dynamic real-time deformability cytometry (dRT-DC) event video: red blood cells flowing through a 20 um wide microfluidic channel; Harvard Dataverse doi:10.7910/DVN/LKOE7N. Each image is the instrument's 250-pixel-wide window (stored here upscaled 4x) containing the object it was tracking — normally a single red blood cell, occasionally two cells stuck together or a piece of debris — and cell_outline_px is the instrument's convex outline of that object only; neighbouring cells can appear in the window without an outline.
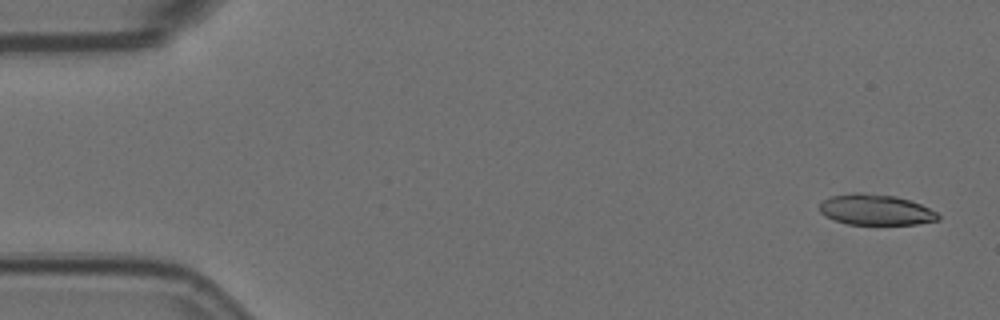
{"species": "Egyptian fruit bat (a non-hibernating species)", "species_latin": "Rousettus aegyptiacus", "temperature_condition": "room temperature", "stored_images_in_passage": 5, "camera_frame_rate_fps": 3000, "um_per_image_px": 0.085, "animal": {"sex": "female"}, "frame": {"image": 1, "passage_image": 1, "time_ms": 0.0, "image_size_px": [1000, 320], "cell_outline_px": [[940, 220], [916, 224], [848, 224], [824, 216], [820, 212], [820, 204], [824, 200], [832, 196], [856, 192], [864, 192], [896, 196], [920, 204], [936, 212], [940, 216]], "centroid_in_image_um": [74.44, 17.82], "position_along_channel_um": 10.6, "area_um2": 21.1}}
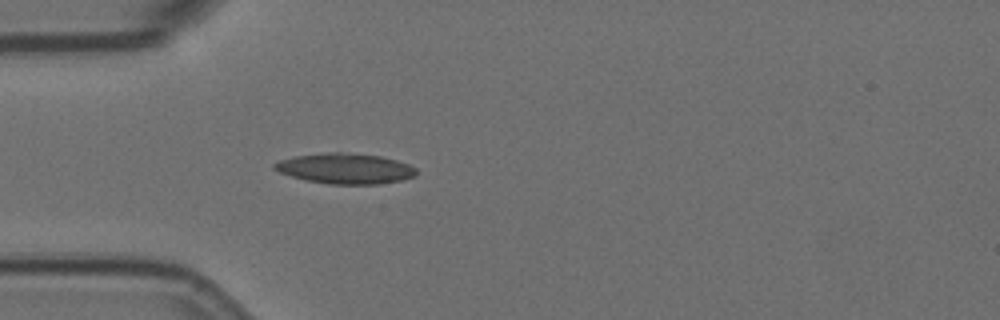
{"frame": {"image": 2, "passage_image": 5, "time_ms": 1.333, "image_size_px": [1000, 320], "cell_outline_px": [[416, 176], [400, 180], [380, 184], [328, 184], [304, 180], [280, 172], [272, 168], [272, 164], [280, 160], [296, 156], [324, 152], [348, 152], [380, 156], [396, 160], [408, 164], [416, 168]], "centroid_in_image_um": [29.33, 14.32], "position_along_channel_um": 55.7, "area_um2": 25.26}}